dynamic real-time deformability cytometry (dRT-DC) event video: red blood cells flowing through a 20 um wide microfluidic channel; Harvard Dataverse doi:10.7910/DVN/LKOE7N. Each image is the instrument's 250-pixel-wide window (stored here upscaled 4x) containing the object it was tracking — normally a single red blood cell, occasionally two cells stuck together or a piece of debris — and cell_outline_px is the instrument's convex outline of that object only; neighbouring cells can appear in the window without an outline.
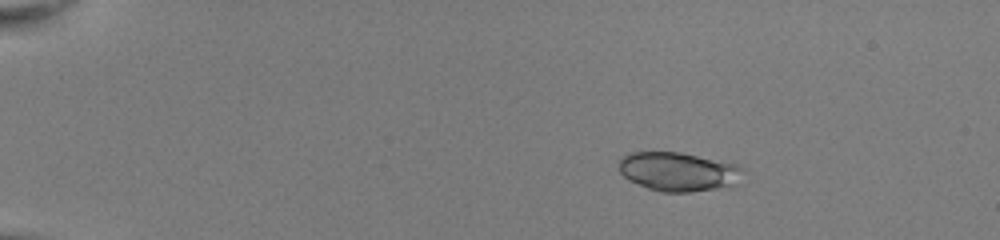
{"species": "common noctule bat (a hibernating species)", "species_latin": "Nyctalus noctula", "temperature_condition": "room temperature", "stored_images_in_passage": 43, "camera_frame_rate_fps": 3000, "um_per_image_px": 0.085, "animal": {"sex": "female", "body_mass_g": 22.0, "forearm_length_mm": 56.7}, "frame": {"image": 1, "passage_image": 1, "time_ms": 0.0, "image_size_px": [1000, 240], "cell_outline_px": [[744, 172], [736, 184], [732, 188], [692, 192], [660, 192], [648, 188], [628, 180], [620, 172], [620, 160], [628, 152], [680, 152], [736, 164], [744, 168]], "centroid_in_image_um": [57.72, 14.61], "position_along_channel_um": 27.3, "area_um2": 28.55}}
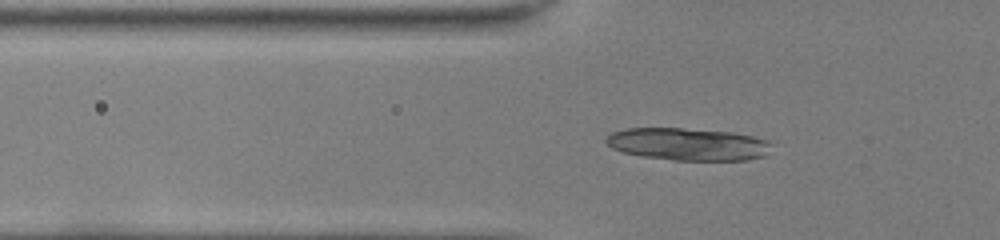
{"frame": {"image": 2, "passage_image": 11, "time_ms": 3.333, "image_size_px": [1000, 240], "cell_outline_px": [[772, 144], [764, 156], [748, 160], [672, 160], [644, 156], [624, 152], [612, 148], [604, 140], [612, 132], [628, 128], [680, 128], [732, 132], [752, 136], [768, 140]], "centroid_in_image_um": [58.49, 12.25], "position_along_channel_um": 67.3, "area_um2": 31.1}}